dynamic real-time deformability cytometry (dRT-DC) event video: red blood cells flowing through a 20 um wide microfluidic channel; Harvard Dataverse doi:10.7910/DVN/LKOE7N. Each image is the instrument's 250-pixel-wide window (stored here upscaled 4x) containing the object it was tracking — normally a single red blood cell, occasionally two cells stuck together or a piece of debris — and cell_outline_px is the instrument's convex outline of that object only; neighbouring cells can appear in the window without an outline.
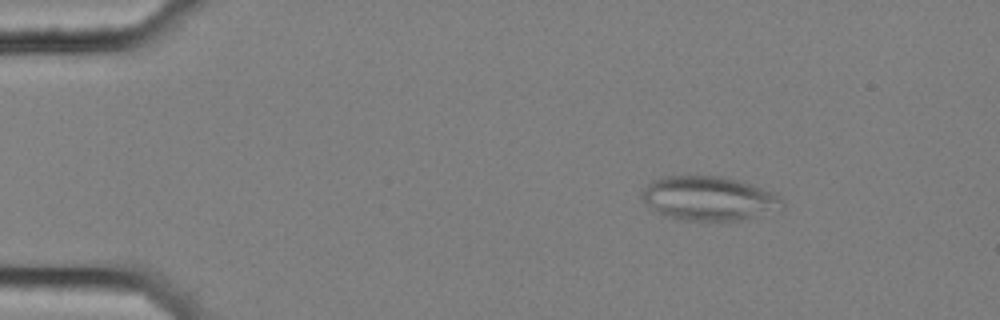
{"species": "common noctule bat (a hibernating species)", "species_latin": "Nyctalus noctula", "temperature_condition": "cold", "stored_images_in_passage": 56, "segment_of_instrument_passage": [1, 2], "camera_frame_rate_fps": 3000, "um_per_image_px": 0.085, "animal": {"sex": "female", "body_mass_g": 25.1}, "frame": {"image": 1, "passage_image": 9, "time_ms": 2.667, "image_size_px": [1000, 320], "cell_outline_px": [[784, 204], [752, 216], [740, 220], [676, 220], [652, 212], [640, 196], [640, 192], [652, 180], [660, 176], [688, 172], [720, 176], [752, 184], [776, 192], [784, 200]], "centroid_in_image_um": [60.09, 16.8], "position_along_channel_um": 24.9, "area_um2": 36.93}}